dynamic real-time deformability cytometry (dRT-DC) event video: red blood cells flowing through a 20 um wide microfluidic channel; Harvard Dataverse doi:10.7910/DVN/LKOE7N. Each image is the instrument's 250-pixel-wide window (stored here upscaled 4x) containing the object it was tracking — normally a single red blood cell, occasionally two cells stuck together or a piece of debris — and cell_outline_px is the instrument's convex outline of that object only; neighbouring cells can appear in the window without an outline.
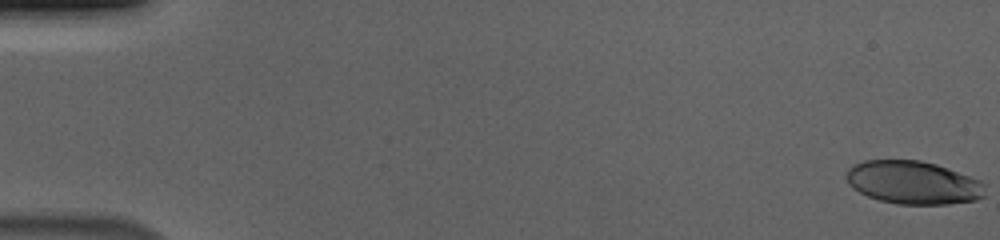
{"species": "human", "species_latin": "Homo sapiens", "temperature_condition": "cold", "stored_images_in_passage": 58, "camera_frame_rate_fps": 3000, "um_per_image_px": 0.085, "donor": {"sex": "male"}, "frame": {"image": 1, "passage_image": 1, "time_ms": 0.0, "image_size_px": [1000, 240], "cell_outline_px": [[984, 196], [976, 200], [948, 204], [896, 204], [880, 200], [868, 196], [852, 188], [848, 184], [844, 176], [848, 168], [852, 164], [864, 160], [920, 160], [936, 164], [980, 180], [984, 184]], "centroid_in_image_um": [77.57, 15.51], "position_along_channel_um": 7.4, "area_um2": 35.03}}
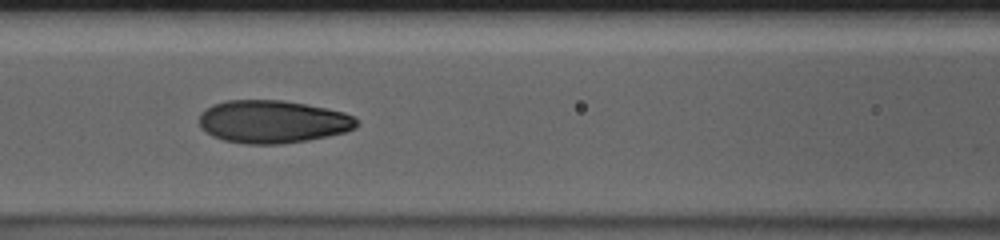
{"frame": {"image": 2, "passage_image": 26, "time_ms": 8.333, "image_size_px": [1000, 240], "cell_outline_px": [[356, 128], [344, 132], [328, 136], [308, 140], [280, 144], [248, 144], [224, 140], [212, 136], [200, 128], [200, 116], [212, 104], [228, 100], [280, 100], [304, 104], [344, 112], [352, 116], [356, 120]], "centroid_in_image_um": [23.16, 10.35], "position_along_channel_um": 143.4, "area_um2": 38.96}}
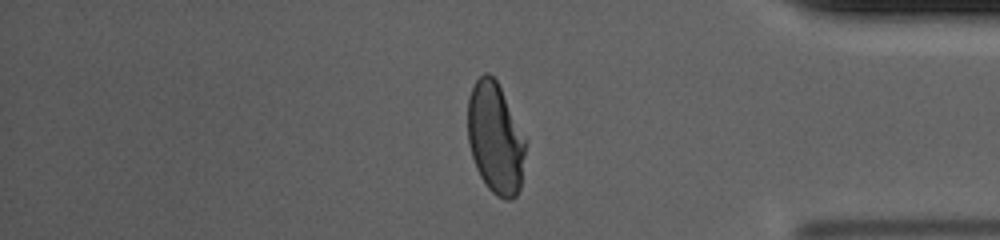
{"frame": {"image": 3, "passage_image": 48, "time_ms": 15.667, "image_size_px": [1000, 240], "cell_outline_px": [[528, 140], [520, 188], [516, 196], [512, 200], [504, 200], [496, 196], [488, 188], [480, 176], [476, 168], [472, 156], [468, 140], [468, 96], [476, 80], [484, 72], [488, 72], [496, 80]], "centroid_in_image_um": [42.13, 11.77], "position_along_channel_um": 393.1, "area_um2": 37.92}, "authors_computed_cell_mechanics": {"area_um2": 37.8301, "velocity_mm_per_s": 3.7039, "shape_relaxation_time_tau1_ms": 4.0621, "shape_relaxation_time_tau2_ms": 0.9354, "deformation_change_tau1": 0.1979, "deformation_change_tau2": 0.054}}